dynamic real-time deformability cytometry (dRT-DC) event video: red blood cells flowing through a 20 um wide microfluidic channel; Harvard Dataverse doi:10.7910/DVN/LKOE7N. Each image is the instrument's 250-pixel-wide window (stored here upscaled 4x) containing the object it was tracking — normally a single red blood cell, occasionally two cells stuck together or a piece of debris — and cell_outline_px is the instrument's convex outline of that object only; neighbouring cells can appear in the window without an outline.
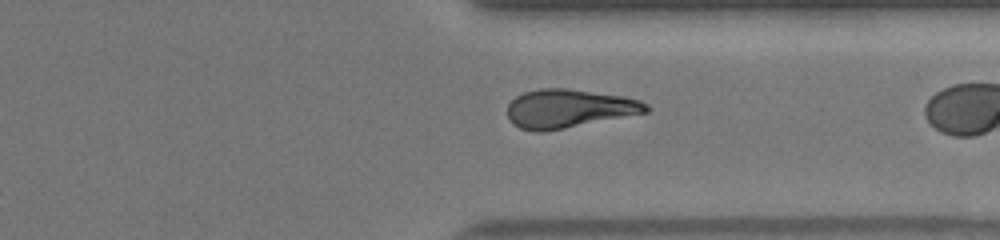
{"species": "human", "species_latin": "Homo sapiens", "temperature_condition": "warm", "stored_images_in_passage": 38, "segment_of_instrument_passage": [2, 2], "camera_frame_rate_fps": 3000, "um_per_image_px": 0.085, "donor": {"sex": "female"}, "frame": {"image": 1, "passage_image": 37, "time_ms": 12.0, "image_size_px": [1000, 240], "cell_outline_px": [[652, 108], [648, 112], [544, 132], [536, 132], [520, 128], [508, 120], [508, 104], [516, 96], [524, 92], [540, 88], [564, 88], [624, 96], [640, 100], [648, 104]], "centroid_in_image_um": [48.36, 9.23], "position_along_channel_um": 363.0, "area_um2": 31.21}}